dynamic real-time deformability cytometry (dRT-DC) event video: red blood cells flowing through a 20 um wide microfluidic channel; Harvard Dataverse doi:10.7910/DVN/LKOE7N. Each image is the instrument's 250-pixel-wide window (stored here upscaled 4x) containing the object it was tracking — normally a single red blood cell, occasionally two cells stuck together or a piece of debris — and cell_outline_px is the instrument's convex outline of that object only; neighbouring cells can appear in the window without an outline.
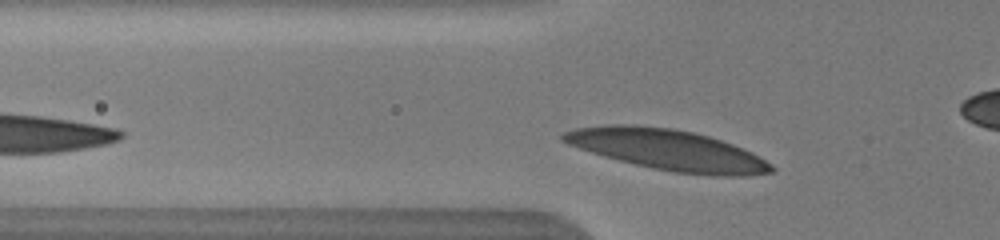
{"species": "human", "species_latin": "Homo sapiens", "temperature_condition": "warm", "stored_images_in_passage": 27, "camera_frame_rate_fps": 3000, "um_per_image_px": 0.085, "donor": {"sex": "male"}, "frame": {"image": 1, "passage_image": 3, "time_ms": 0.667, "image_size_px": [1000, 240], "cell_outline_px": [[776, 168], [772, 172], [744, 176], [716, 176], [676, 172], [652, 168], [604, 156], [568, 144], [560, 140], [560, 136], [564, 132], [576, 128], [608, 124], [636, 124], [672, 128], [692, 132], [708, 136], [744, 148], [752, 152], [772, 164]], "centroid_in_image_um": [56.77, 12.73], "position_along_channel_um": 69.0, "area_um2": 49.25}}
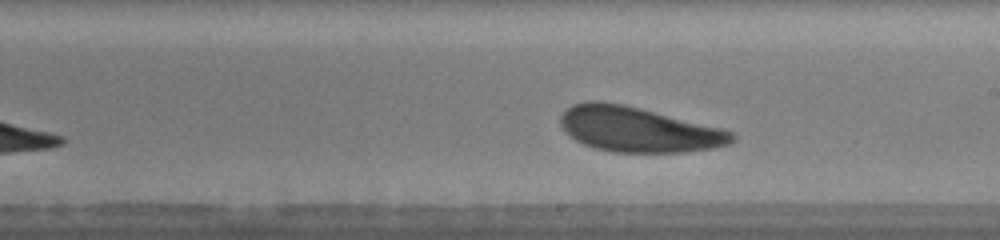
{"frame": {"image": 2, "passage_image": 16, "time_ms": 5.0, "image_size_px": [1000, 240], "cell_outline_px": [[736, 140], [728, 144], [712, 148], [684, 152], [616, 152], [596, 148], [584, 144], [568, 136], [564, 132], [560, 124], [560, 116], [572, 104], [588, 100], [600, 100], [624, 104], [724, 128], [732, 132], [736, 136]], "centroid_in_image_um": [54.25, 10.99], "position_along_channel_um": 234.8, "area_um2": 45.32}}
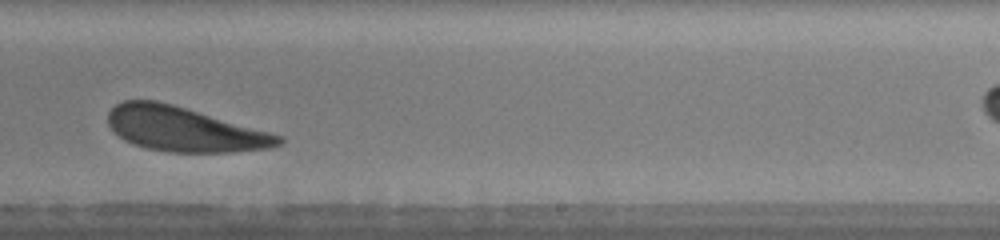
{"frame": {"image": 3, "passage_image": 19, "time_ms": 6.0, "image_size_px": [1000, 240], "cell_outline_px": [[284, 140], [280, 144], [272, 148], [232, 152], [168, 152], [148, 148], [132, 144], [124, 140], [112, 132], [108, 124], [108, 112], [116, 104], [124, 100], [156, 100], [172, 104], [284, 136]], "centroid_in_image_um": [15.63, 10.99], "position_along_channel_um": 273.4, "area_um2": 44.27}, "authors_computed_cell_mechanics": {"area_um2": 45.2574, "velocity_mm_per_s": 3.8858, "shape_relaxation_time_tau1_ms": 4.0861, "shape_relaxation_time_tau2_ms": 4.7701, "deformation_change_tau1": 0.1433, "deformation_change_tau2": 0.145}}